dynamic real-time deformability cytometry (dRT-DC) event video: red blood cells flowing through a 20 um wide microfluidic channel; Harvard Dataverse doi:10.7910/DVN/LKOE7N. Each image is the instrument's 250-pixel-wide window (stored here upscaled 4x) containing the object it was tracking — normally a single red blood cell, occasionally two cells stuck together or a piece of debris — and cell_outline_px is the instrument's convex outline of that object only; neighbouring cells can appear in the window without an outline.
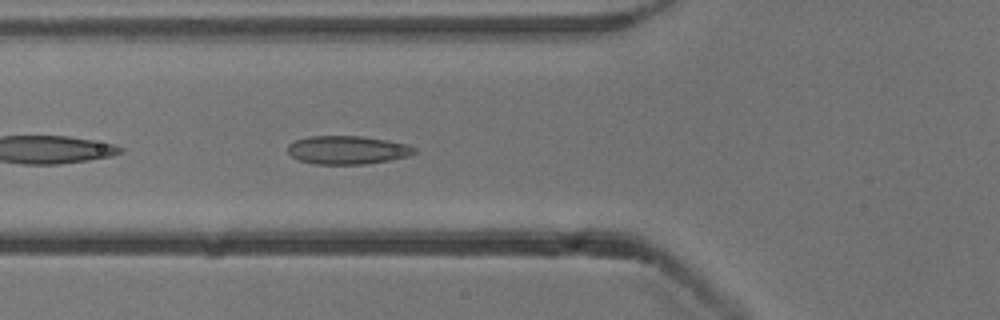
{"species": "common noctule bat (a hibernating species)", "species_latin": "Nyctalus noctula", "temperature_condition": "cold", "stored_images_in_passage": 38, "camera_frame_rate_fps": 3000, "um_per_image_px": 0.085, "animal": {"sex": "male", "body_mass_g": 13.3}, "frame": {"image": 1, "passage_image": 4, "time_ms": 1.0, "image_size_px": [1000, 320], "cell_outline_px": [[416, 152], [408, 156], [388, 160], [364, 164], [316, 164], [300, 160], [292, 156], [288, 152], [288, 144], [296, 140], [308, 136], [360, 136], [388, 140], [408, 144], [416, 148]], "centroid_in_image_um": [29.54, 12.74], "position_along_channel_um": 96.3, "area_um2": 20.87}}
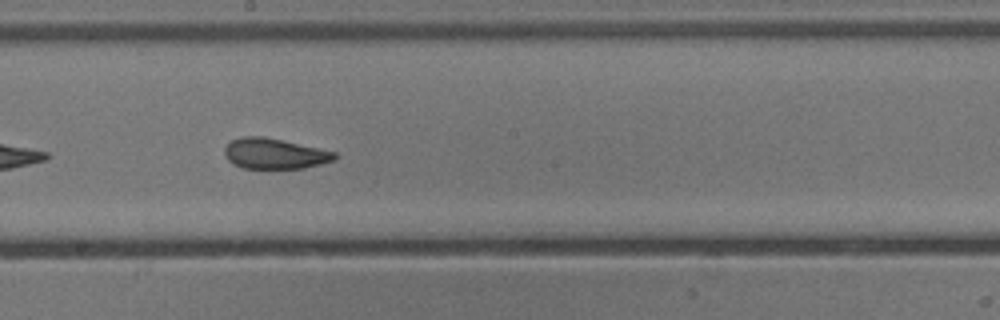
{"frame": {"image": 2, "passage_image": 14, "time_ms": 4.333, "image_size_px": [1000, 320], "cell_outline_px": [[340, 156], [336, 160], [304, 168], [244, 168], [232, 164], [228, 160], [224, 152], [224, 148], [232, 140], [240, 136], [264, 136], [336, 152]], "centroid_in_image_um": [23.35, 13.06], "position_along_channel_um": 224.8, "area_um2": 19.65}}
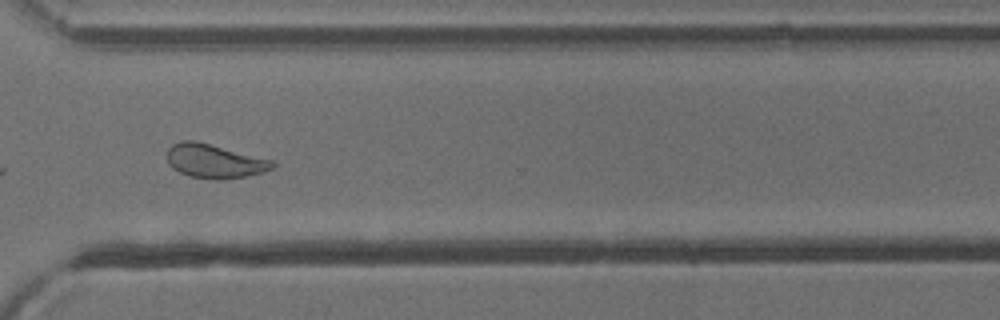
{"frame": {"image": 3, "passage_image": 24, "time_ms": 7.667, "image_size_px": [1000, 320], "cell_outline_px": [[276, 168], [264, 172], [224, 180], [216, 180], [188, 176], [172, 168], [168, 164], [168, 148], [172, 144], [180, 140], [196, 140], [272, 160], [276, 164]], "centroid_in_image_um": [18.23, 13.7], "position_along_channel_um": 352.4, "area_um2": 21.04}, "authors_computed_cell_mechanics": {"area_um2": 20.7213, "velocity_mm_per_s": 3.8338, "shape_relaxation_time_tau1_ms": 5.261, "shape_relaxation_time_tau2_ms": 1.5872, "deformation_change_tau1": 0.1265, "deformation_change_tau2": 0.0551}}